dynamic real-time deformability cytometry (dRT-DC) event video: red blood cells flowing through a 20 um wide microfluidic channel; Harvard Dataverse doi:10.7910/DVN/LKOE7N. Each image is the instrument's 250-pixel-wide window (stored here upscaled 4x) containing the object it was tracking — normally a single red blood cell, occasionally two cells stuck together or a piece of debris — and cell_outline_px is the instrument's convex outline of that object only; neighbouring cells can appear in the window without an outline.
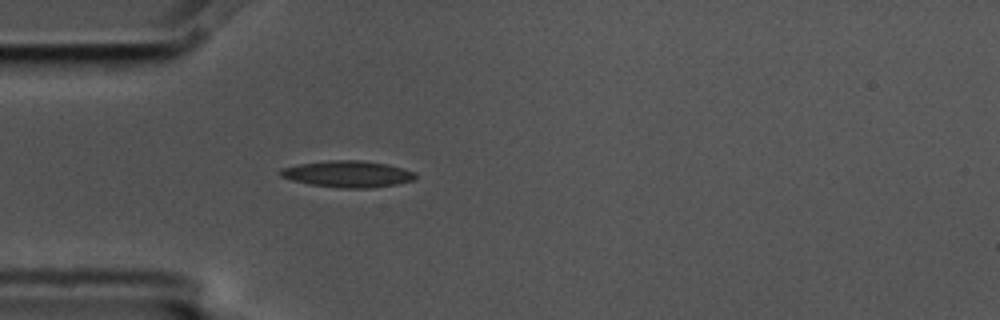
{"species": "common noctule bat (a hibernating species)", "species_latin": "Nyctalus noctula", "temperature_condition": "cold", "stored_images_in_passage": 3, "camera_frame_rate_fps": 3000, "um_per_image_px": 0.085, "animal": {"sex": "male", "body_mass_g": 17.5, "forearm_length_mm": 52.3}, "frame": {"image": 1, "passage_image": 3, "time_ms": 0.667, "image_size_px": [1000, 320], "cell_outline_px": [[416, 180], [396, 184], [372, 188], [344, 188], [308, 184], [292, 180], [280, 176], [280, 168], [300, 164], [328, 160], [360, 160], [388, 164], [404, 168], [416, 172]], "centroid_in_image_um": [29.6, 14.79], "position_along_channel_um": 55.4, "area_um2": 20.98}}